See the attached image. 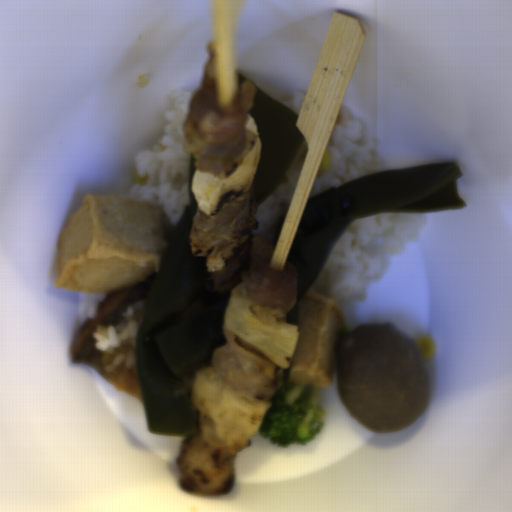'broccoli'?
I'll return each mask as SVG.
<instances>
[{"label": "broccoli", "instance_id": "1706d50b", "mask_svg": "<svg viewBox=\"0 0 512 512\" xmlns=\"http://www.w3.org/2000/svg\"><path fill=\"white\" fill-rule=\"evenodd\" d=\"M289 367L283 371V386L271 399L258 434L277 448L304 445L324 427L325 411L320 404L323 387L289 384Z\"/></svg>", "mask_w": 512, "mask_h": 512}]
</instances>
